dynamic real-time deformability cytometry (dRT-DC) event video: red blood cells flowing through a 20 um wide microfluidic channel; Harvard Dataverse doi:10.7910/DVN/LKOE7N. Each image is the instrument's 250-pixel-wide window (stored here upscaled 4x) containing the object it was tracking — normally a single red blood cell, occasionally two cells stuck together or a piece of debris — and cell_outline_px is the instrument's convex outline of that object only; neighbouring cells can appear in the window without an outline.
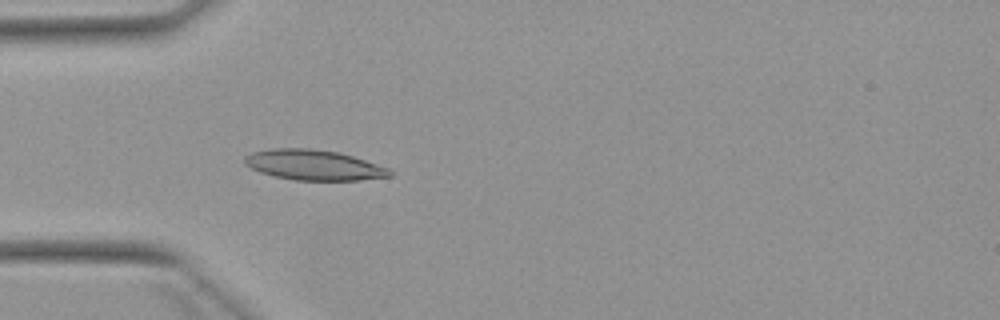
{"species": "Egyptian fruit bat (a non-hibernating species)", "species_latin": "Rousettus aegyptiacus", "temperature_condition": "warm", "stored_images_in_passage": 4, "camera_frame_rate_fps": 3000, "um_per_image_px": 0.085, "animal": {"sex": "female"}, "frame": {"image": 1, "passage_image": 4, "time_ms": 3.667, "image_size_px": [1000, 320], "cell_outline_px": [[392, 176], [360, 180], [292, 180], [260, 172], [244, 164], [244, 156], [252, 152], [268, 148], [308, 148], [340, 152], [388, 168], [392, 172]], "centroid_in_image_um": [26.64, 14.02], "position_along_channel_um": 58.4, "area_um2": 25.61}}